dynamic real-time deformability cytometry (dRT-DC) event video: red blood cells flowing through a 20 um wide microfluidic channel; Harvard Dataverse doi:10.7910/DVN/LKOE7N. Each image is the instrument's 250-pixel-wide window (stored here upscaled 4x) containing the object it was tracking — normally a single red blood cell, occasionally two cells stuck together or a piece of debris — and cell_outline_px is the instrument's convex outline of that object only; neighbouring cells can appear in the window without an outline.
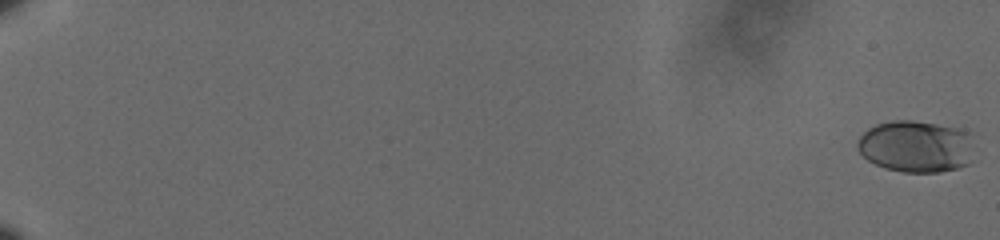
{"species": "human", "species_latin": "Homo sapiens", "temperature_condition": "cold", "stored_images_in_passage": 11, "camera_frame_rate_fps": 3000, "um_per_image_px": 0.085, "donor": {"sex": "male"}, "frame": {"image": 1, "passage_image": 1, "time_ms": 0.0, "image_size_px": [1000, 240], "cell_outline_px": [[968, 164], [956, 168], [940, 172], [904, 172], [884, 168], [868, 160], [856, 148], [856, 144], [860, 136], [868, 128], [876, 124], [892, 120], [912, 120], [936, 124], [956, 128], [968, 132]], "centroid_in_image_um": [77.74, 12.44], "position_along_channel_um": 7.3, "area_um2": 34.62}}
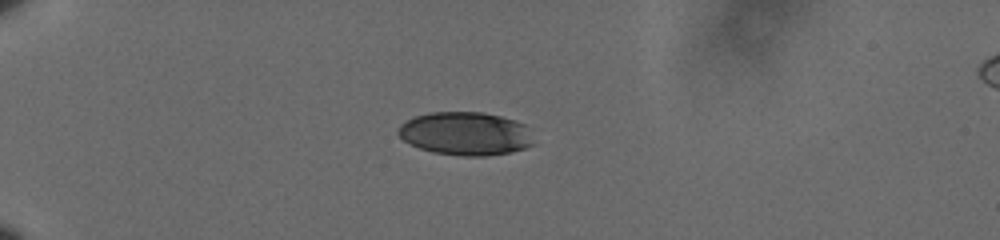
{"frame": {"image": 2, "passage_image": 8, "time_ms": 2.333, "image_size_px": [1000, 240], "cell_outline_px": [[532, 144], [524, 148], [512, 152], [488, 156], [460, 156], [432, 152], [420, 148], [404, 140], [396, 132], [400, 124], [416, 116], [428, 112], [484, 112], [500, 116], [524, 124]], "centroid_in_image_um": [39.52, 11.36], "position_along_channel_um": 45.5, "area_um2": 33.87}}
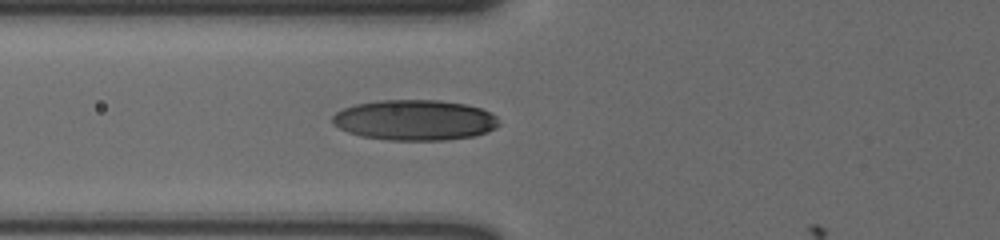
{"frame": {"image": 3, "passage_image": 11, "time_ms": 3.333, "image_size_px": [1000, 240], "cell_outline_px": [[500, 124], [496, 128], [488, 132], [476, 136], [448, 140], [388, 140], [360, 136], [348, 132], [332, 124], [332, 116], [336, 112], [344, 108], [356, 104], [380, 100], [440, 100], [464, 104], [480, 108], [492, 112], [496, 116]], "centroid_in_image_um": [35.28, 10.21], "position_along_channel_um": 90.5, "area_um2": 39.59}}